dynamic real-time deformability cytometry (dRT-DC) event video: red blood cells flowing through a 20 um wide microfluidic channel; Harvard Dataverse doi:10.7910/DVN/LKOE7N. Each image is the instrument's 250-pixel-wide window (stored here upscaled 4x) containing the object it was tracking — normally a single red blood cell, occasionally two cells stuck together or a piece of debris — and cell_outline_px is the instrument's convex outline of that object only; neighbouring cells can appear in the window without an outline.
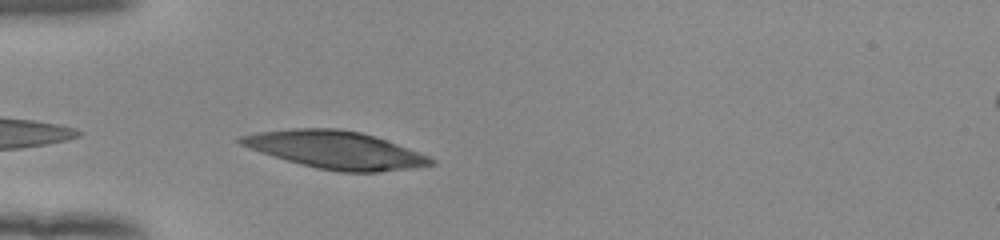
{"species": "human", "species_latin": "Homo sapiens", "temperature_condition": "room temperature", "stored_images_in_passage": 18, "camera_frame_rate_fps": 3000, "um_per_image_px": 0.085, "donor": {"sex": "female"}, "frame": {"image": 1, "passage_image": 1, "time_ms": 0.0, "image_size_px": [1000, 240], "cell_outline_px": [[436, 164], [412, 168], [376, 172], [340, 172], [316, 168], [260, 152], [248, 148], [240, 144], [236, 140], [236, 136], [256, 132], [292, 128], [336, 128], [360, 132], [376, 136], [408, 148], [428, 156], [436, 160]], "centroid_in_image_um": [28.49, 12.73], "position_along_channel_um": 56.5, "area_um2": 41.67}}
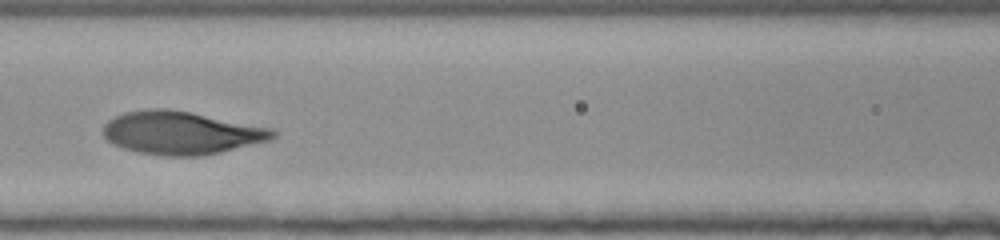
{"frame": {"image": 2, "passage_image": 9, "time_ms": 2.667, "image_size_px": [1000, 240], "cell_outline_px": [[276, 136], [272, 140], [220, 152], [200, 156], [168, 156], [140, 152], [124, 148], [112, 144], [104, 136], [104, 124], [108, 120], [124, 112], [148, 108], [168, 108], [272, 128], [276, 132]], "centroid_in_image_um": [15.41, 11.29], "position_along_channel_um": 151.2, "area_um2": 42.37}}
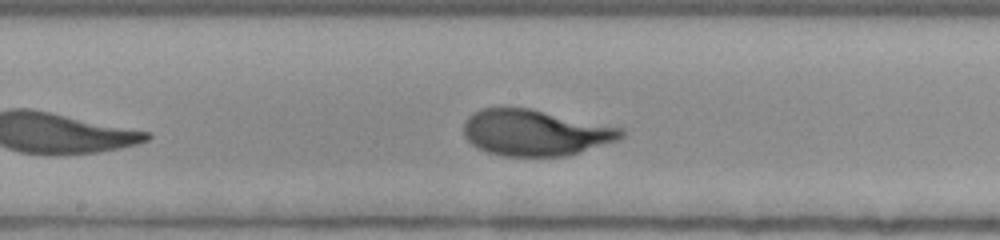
{"frame": {"image": 3, "passage_image": 13, "time_ms": 4.0, "image_size_px": [1000, 240], "cell_outline_px": [[624, 136], [620, 140], [564, 156], [504, 156], [488, 152], [472, 144], [464, 136], [464, 120], [468, 116], [484, 108], [528, 108], [624, 128]], "centroid_in_image_um": [45.51, 11.28], "position_along_channel_um": 202.7, "area_um2": 41.96}}